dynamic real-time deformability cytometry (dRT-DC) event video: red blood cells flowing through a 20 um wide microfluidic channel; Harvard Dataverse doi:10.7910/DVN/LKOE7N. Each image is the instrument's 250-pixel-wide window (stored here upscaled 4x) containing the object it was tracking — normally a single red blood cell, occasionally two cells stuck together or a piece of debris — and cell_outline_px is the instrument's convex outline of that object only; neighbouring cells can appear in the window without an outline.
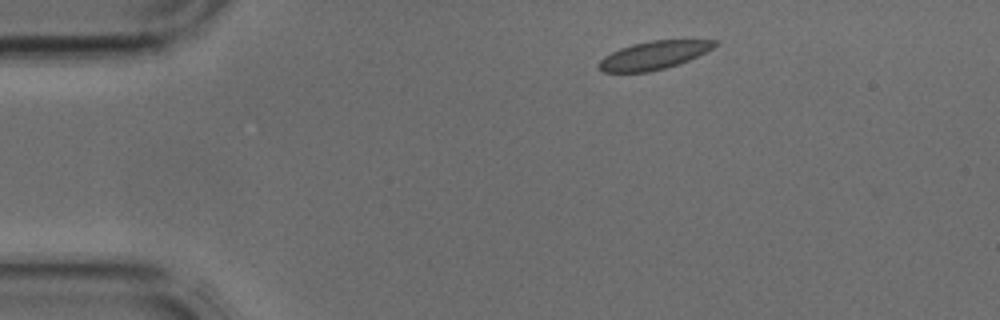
{"species": "common noctule bat (a hibernating species)", "species_latin": "Nyctalus noctula", "temperature_condition": "cold", "stored_images_in_passage": 32, "camera_frame_rate_fps": 3000, "um_per_image_px": 0.085, "animal": {"sex": "male", "body_mass_g": 17.9, "forearm_length_mm": 54.2}, "frame": {"image": 1, "passage_image": 1, "time_ms": 0.0, "image_size_px": [1000, 320], "cell_outline_px": [[720, 44], [688, 60], [664, 68], [648, 72], [600, 72], [596, 68], [596, 64], [604, 56], [620, 48], [632, 44], [652, 40], [720, 40]], "centroid_in_image_um": [55.52, 4.7], "position_along_channel_um": 29.5, "area_um2": 19.02}}
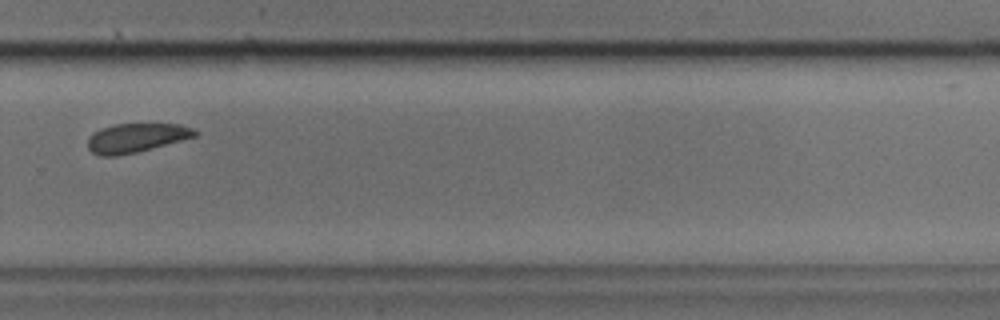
{"frame": {"image": 2, "passage_image": 23, "time_ms": 7.333, "image_size_px": [1000, 320], "cell_outline_px": [[200, 132], [196, 136], [152, 148], [136, 152], [116, 156], [100, 156], [92, 152], [88, 148], [88, 140], [100, 128], [116, 124], [180, 124], [192, 128]], "centroid_in_image_um": [11.6, 11.72], "position_along_channel_um": 318.2, "area_um2": 17.92}}
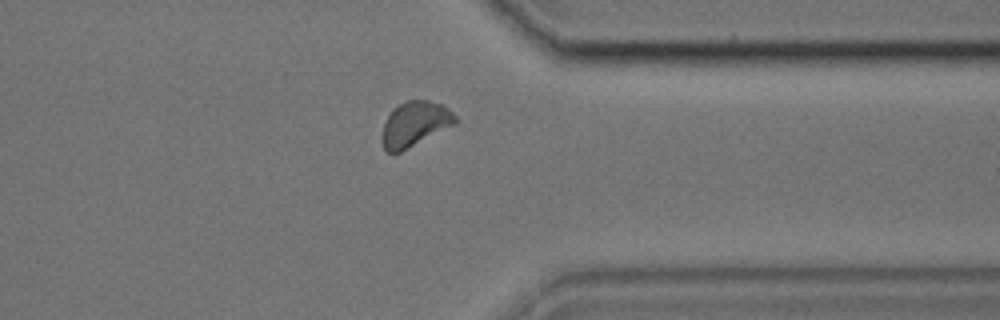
{"frame": {"image": 3, "passage_image": 27, "time_ms": 8.667, "image_size_px": [1000, 320], "cell_outline_px": [[460, 120], [456, 124], [400, 152], [388, 152], [384, 148], [380, 136], [384, 124], [392, 108], [408, 100], [428, 100], [440, 104], [448, 108]], "centroid_in_image_um": [35.27, 10.53], "position_along_channel_um": 376.1, "area_um2": 19.19}}